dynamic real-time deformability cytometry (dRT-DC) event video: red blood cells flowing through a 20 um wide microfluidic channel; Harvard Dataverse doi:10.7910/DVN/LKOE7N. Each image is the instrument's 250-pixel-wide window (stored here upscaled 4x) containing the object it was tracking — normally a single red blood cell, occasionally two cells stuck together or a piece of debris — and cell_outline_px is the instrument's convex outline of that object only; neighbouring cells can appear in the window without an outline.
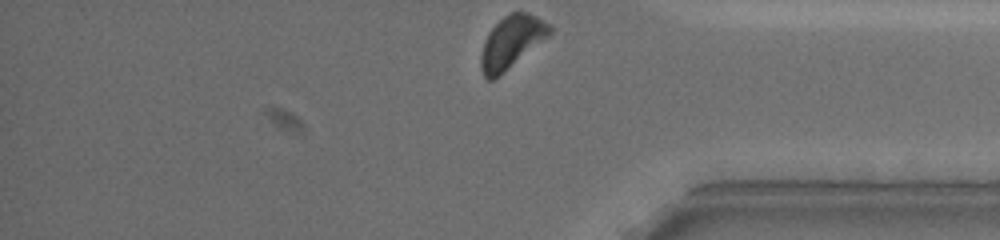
{"species": "common noctule bat (a hibernating species)", "species_latin": "Nyctalus noctula", "temperature_condition": "warm", "stored_images_in_passage": 29, "camera_frame_rate_fps": 3000, "um_per_image_px": 0.085, "animal": {"sex": "female", "body_mass_g": 19.5, "forearm_length_mm": 54.1}, "frame": {"image": 1, "passage_image": 29, "time_ms": 9.333, "image_size_px": [1000, 240], "cell_outline_px": [[552, 32], [548, 36], [500, 76], [492, 80], [488, 80], [484, 76], [480, 68], [480, 56], [484, 40], [488, 32], [504, 16], [512, 12], [528, 12], [536, 16], [548, 24], [552, 28]], "centroid_in_image_um": [43.44, 3.59], "position_along_channel_um": 391.8, "area_um2": 20.87}, "authors_computed_cell_mechanics": {"area_um2": 22.5998, "velocity_mm_per_s": 3.6912, "shape_relaxation_time_tau1_ms": 1.5042, "shape_relaxation_time_tau2_ms": 6.6093, "deformation_change_tau1": 0.1101, "deformation_change_tau2": 0.1203}}